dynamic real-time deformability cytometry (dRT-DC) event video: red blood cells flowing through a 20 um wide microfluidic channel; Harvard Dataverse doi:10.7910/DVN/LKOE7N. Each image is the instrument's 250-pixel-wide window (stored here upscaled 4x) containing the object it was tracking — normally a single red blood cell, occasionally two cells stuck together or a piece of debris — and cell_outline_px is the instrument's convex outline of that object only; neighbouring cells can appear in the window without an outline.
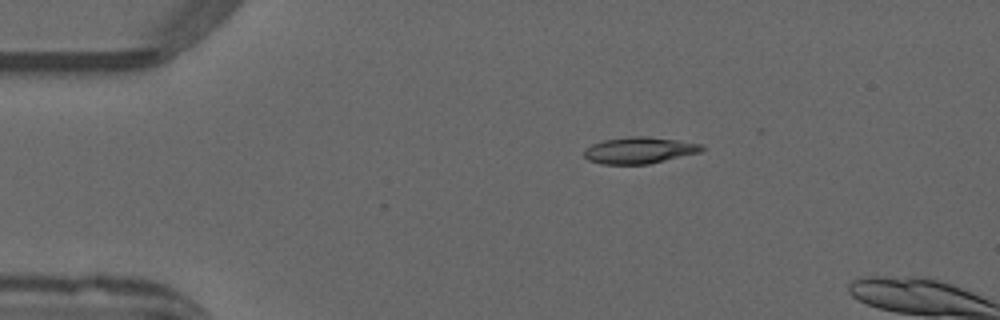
{"species": "common noctule bat (a hibernating species)", "species_latin": "Nyctalus noctula", "temperature_condition": "warm", "stored_images_in_passage": 4, "camera_frame_rate_fps": 3000, "um_per_image_px": 0.085, "animal": {"sex": "male", "forearm_length_mm": 52.5}, "frame": {"image": 1, "passage_image": 1, "time_ms": 0.0, "image_size_px": [1000, 320], "cell_outline_px": [[704, 148], [700, 152], [648, 164], [600, 164], [588, 160], [584, 156], [584, 152], [592, 144], [604, 140], [628, 136], [648, 136], [680, 140], [700, 144]], "centroid_in_image_um": [54.33, 12.77], "position_along_channel_um": 30.7, "area_um2": 18.09}}